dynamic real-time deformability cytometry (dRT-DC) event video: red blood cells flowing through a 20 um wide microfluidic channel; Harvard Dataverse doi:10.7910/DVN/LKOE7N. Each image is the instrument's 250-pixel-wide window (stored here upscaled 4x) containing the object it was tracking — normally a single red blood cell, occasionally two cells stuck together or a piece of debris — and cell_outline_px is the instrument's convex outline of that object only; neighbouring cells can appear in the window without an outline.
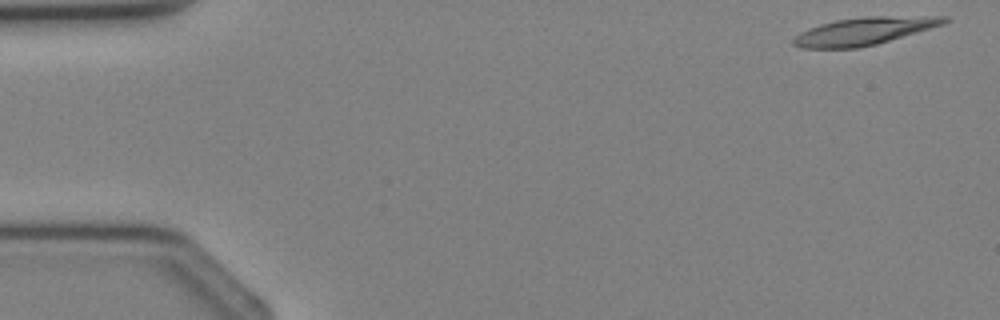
{"species": "Egyptian fruit bat (a non-hibernating species)", "species_latin": "Rousettus aegyptiacus", "temperature_condition": "cold", "stored_images_in_passage": 4, "camera_frame_rate_fps": 3000, "um_per_image_px": 0.085, "animal": {"sex": "female"}, "frame": {"image": 1, "passage_image": 1, "time_ms": 0.0, "image_size_px": [1000, 320], "cell_outline_px": [[948, 20], [944, 24], [876, 44], [856, 48], [804, 48], [792, 44], [792, 40], [800, 32], [808, 28], [820, 24], [836, 20], [868, 16], [948, 16]], "centroid_in_image_um": [73.43, 2.64], "position_along_channel_um": 11.6, "area_um2": 23.99}}
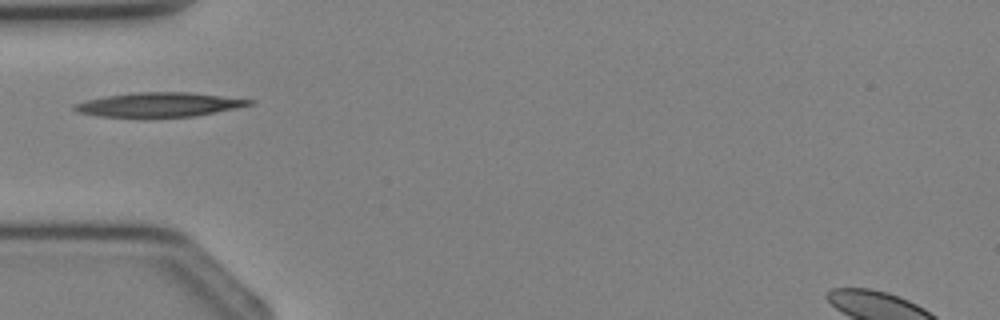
{"frame": {"image": 2, "passage_image": 4, "time_ms": 3.333, "image_size_px": [1000, 320], "cell_outline_px": [[256, 100], [252, 104], [236, 108], [196, 116], [96, 116], [80, 112], [72, 108], [76, 104], [88, 100], [108, 96], [132, 92], [188, 92]], "centroid_in_image_um": [13.58, 8.88], "position_along_channel_um": 71.4, "area_um2": 24.16}}